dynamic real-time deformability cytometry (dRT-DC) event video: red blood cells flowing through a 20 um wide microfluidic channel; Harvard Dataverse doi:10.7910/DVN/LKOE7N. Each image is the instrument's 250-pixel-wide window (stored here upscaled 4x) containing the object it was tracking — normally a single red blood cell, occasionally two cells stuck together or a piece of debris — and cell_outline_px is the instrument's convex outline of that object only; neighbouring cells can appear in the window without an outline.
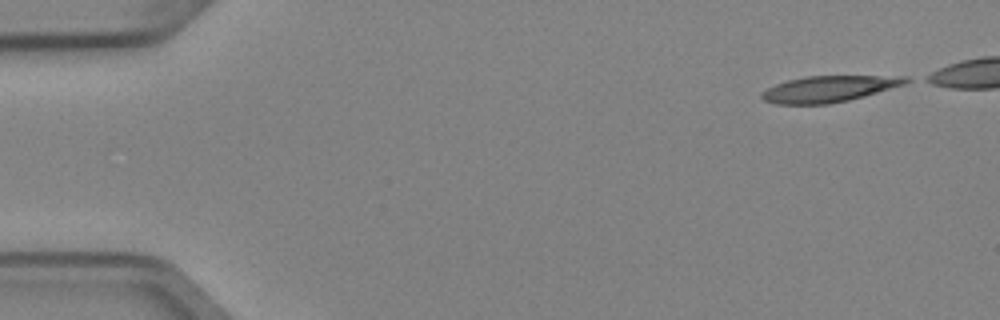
{"species": "Egyptian fruit bat (a non-hibernating species)", "species_latin": "Rousettus aegyptiacus", "temperature_condition": "cold", "stored_images_in_passage": 4, "camera_frame_rate_fps": 3000, "um_per_image_px": 0.085, "animal": {"sex": "female"}, "frame": {"image": 1, "passage_image": 1, "time_ms": 0.0, "image_size_px": [1000, 320], "cell_outline_px": [[912, 80], [904, 84], [864, 96], [848, 100], [828, 104], [776, 104], [764, 100], [760, 96], [760, 92], [776, 84], [788, 80], [804, 76], [908, 76]], "centroid_in_image_um": [70.44, 7.55], "position_along_channel_um": 14.6, "area_um2": 21.91}}